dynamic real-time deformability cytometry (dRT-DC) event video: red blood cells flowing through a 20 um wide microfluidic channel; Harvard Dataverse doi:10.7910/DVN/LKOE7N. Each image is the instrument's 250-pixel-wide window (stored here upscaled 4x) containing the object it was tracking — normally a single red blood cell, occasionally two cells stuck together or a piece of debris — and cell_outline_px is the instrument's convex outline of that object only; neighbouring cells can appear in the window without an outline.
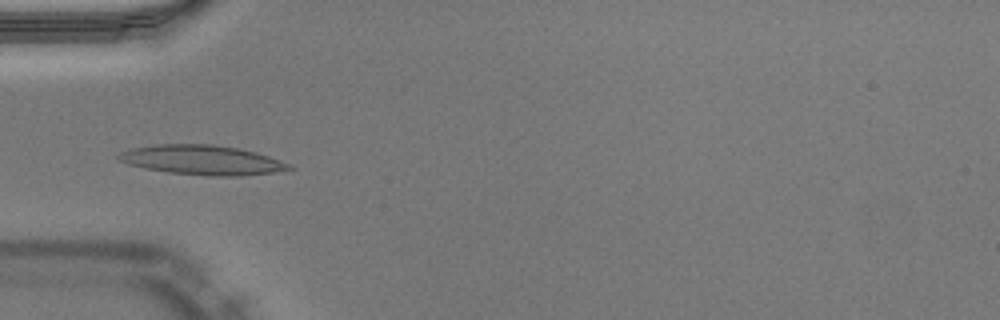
{"species": "Egyptian fruit bat (a non-hibernating species)", "species_latin": "Rousettus aegyptiacus", "temperature_condition": "warm", "stored_images_in_passage": 43, "camera_frame_rate_fps": 3000, "um_per_image_px": 0.085, "animal": {"sex": "male"}, "frame": {"image": 1, "passage_image": 15, "time_ms": 4.667, "image_size_px": [1000, 320], "cell_outline_px": [[296, 168], [272, 172], [240, 176], [208, 176], [168, 172], [144, 168], [128, 164], [120, 160], [116, 156], [120, 152], [132, 148], [156, 144], [212, 144], [240, 148], [256, 152], [268, 156], [288, 164]], "centroid_in_image_um": [17.15, 13.59], "position_along_channel_um": 67.8, "area_um2": 29.3}}
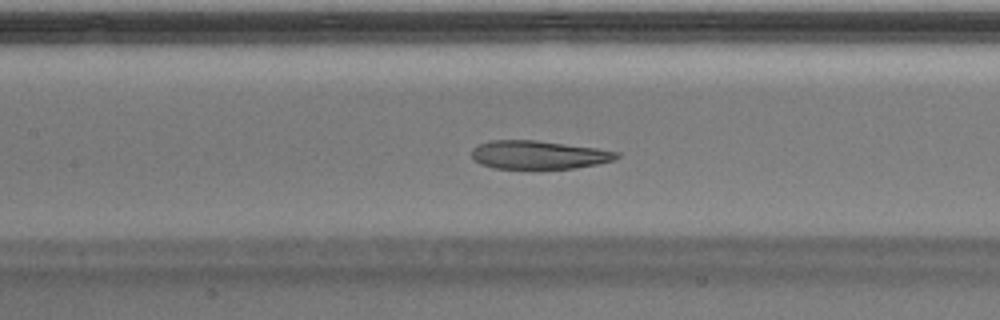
{"frame": {"image": 2, "passage_image": 22, "time_ms": 7.0, "image_size_px": [1000, 320], "cell_outline_px": [[620, 156], [612, 160], [596, 164], [576, 168], [492, 168], [480, 164], [472, 160], [472, 148], [488, 140], [536, 140], [596, 148], [620, 152]], "centroid_in_image_um": [45.74, 13.15], "position_along_channel_um": 161.7, "area_um2": 23.93}}
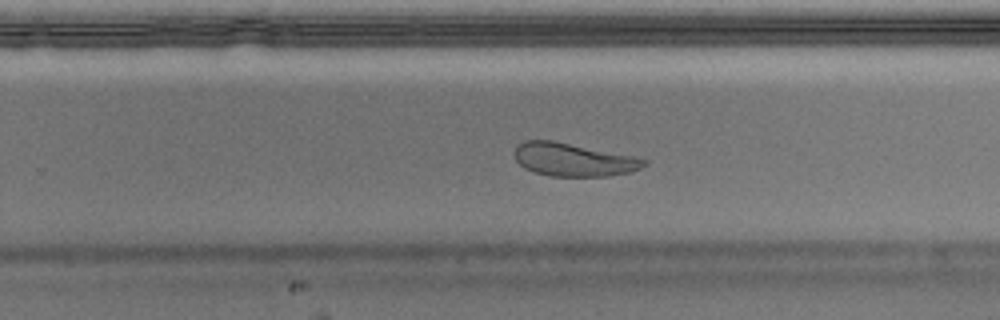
{"frame": {"image": 3, "passage_image": 31, "time_ms": 10.0, "image_size_px": [1000, 320], "cell_outline_px": [[648, 164], [632, 172], [608, 176], [548, 176], [524, 168], [512, 156], [512, 152], [516, 144], [524, 140], [552, 140], [640, 156], [648, 160]], "centroid_in_image_um": [48.76, 13.55], "position_along_channel_um": 281.0, "area_um2": 25.72}, "authors_computed_cell_mechanics": {"area_um2": 27.6284, "velocity_mm_per_s": 3.9965, "shape_relaxation_time_tau1_ms": 6.1131, "shape_relaxation_time_tau2_ms": 2.6561, "deformation_change_tau1": 0.2019, "deformation_change_tau2": 0.0789}}